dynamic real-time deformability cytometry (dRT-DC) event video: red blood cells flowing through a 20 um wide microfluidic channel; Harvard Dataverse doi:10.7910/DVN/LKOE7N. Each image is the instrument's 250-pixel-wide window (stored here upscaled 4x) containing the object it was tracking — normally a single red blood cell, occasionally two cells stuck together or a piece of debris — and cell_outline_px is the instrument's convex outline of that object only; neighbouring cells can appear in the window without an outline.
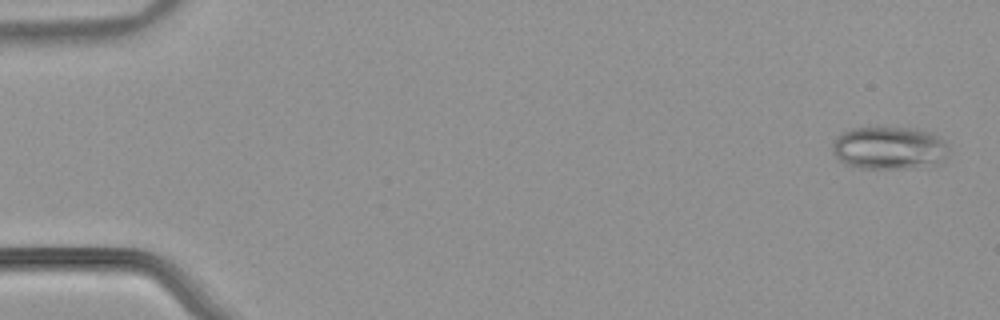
{"species": "common noctule bat (a hibernating species)", "species_latin": "Nyctalus noctula", "temperature_condition": "warm", "stored_images_in_passage": 53, "camera_frame_rate_fps": 3000, "um_per_image_px": 0.085, "animal": {"sex": "male", "body_mass_g": 21.5, "forearm_length_mm": 52.0}, "frame": {"image": 1, "passage_image": 2, "time_ms": 0.333, "image_size_px": [1000, 320], "cell_outline_px": [[948, 156], [944, 160], [936, 164], [904, 168], [860, 168], [844, 164], [836, 156], [832, 148], [832, 144], [836, 136], [852, 128], [916, 128], [932, 132], [944, 140], [948, 144]], "centroid_in_image_um": [75.61, 12.57], "position_along_channel_um": 9.4, "area_um2": 29.13}}
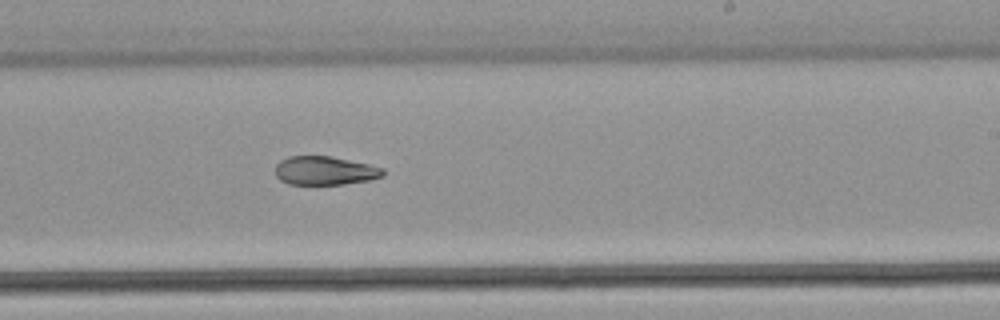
{"frame": {"image": 2, "passage_image": 33, "time_ms": 10.667, "image_size_px": [1000, 320], "cell_outline_px": [[384, 176], [368, 180], [344, 184], [288, 184], [280, 180], [276, 176], [276, 164], [280, 160], [288, 156], [328, 156], [368, 164], [384, 168]], "centroid_in_image_um": [27.59, 14.5], "position_along_channel_um": 261.4, "area_um2": 17.92}}
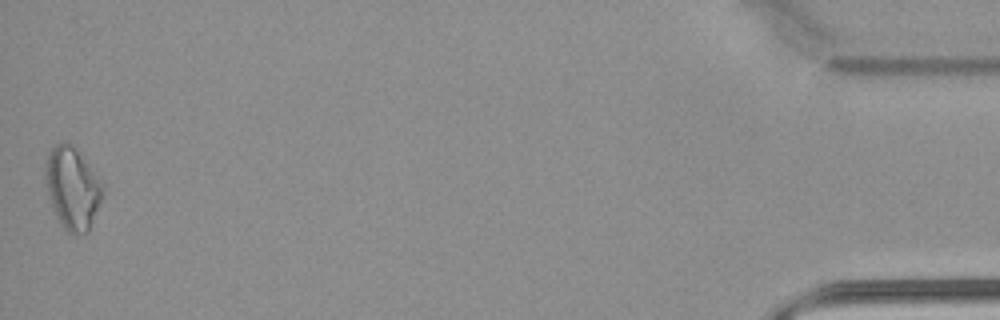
{"frame": {"image": 3, "passage_image": 53, "time_ms": 17.333, "image_size_px": [1000, 320], "cell_outline_px": [[104, 192], [88, 232], [68, 232], [64, 228], [52, 204], [48, 192], [44, 176], [44, 172], [48, 156], [52, 148], [60, 140], [72, 144], [88, 164], [104, 188]], "centroid_in_image_um": [6.15, 15.95], "position_along_channel_um": 429.1, "area_um2": 26.53}, "authors_computed_cell_mechanics": {"area_um2": 22.1374, "velocity_mm_per_s": 3.9013, "shape_relaxation_time_tau1_ms": null, "shape_relaxation_time_tau2_ms": 3.6933, "deformation_change_tau1": null, "deformation_change_tau2": 0.0961}}